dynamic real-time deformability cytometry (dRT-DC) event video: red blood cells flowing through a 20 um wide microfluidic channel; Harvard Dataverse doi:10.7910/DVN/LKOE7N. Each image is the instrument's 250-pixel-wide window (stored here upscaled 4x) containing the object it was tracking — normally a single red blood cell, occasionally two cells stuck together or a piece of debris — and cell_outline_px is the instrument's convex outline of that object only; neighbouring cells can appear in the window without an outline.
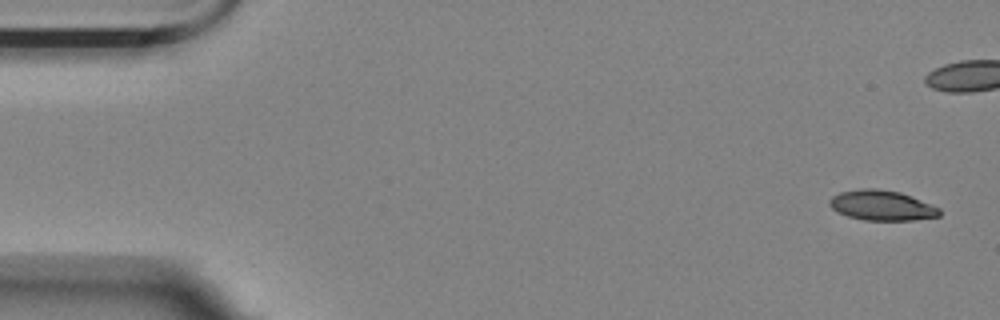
{"species": "Egyptian fruit bat (a non-hibernating species)", "species_latin": "Rousettus aegyptiacus", "temperature_condition": "room temperature", "stored_images_in_passage": 5, "camera_frame_rate_fps": 3000, "um_per_image_px": 0.085, "animal": {"sex": "female"}, "frame": {"image": 1, "passage_image": 1, "time_ms": 0.0, "image_size_px": [1000, 320], "cell_outline_px": [[940, 216], [912, 220], [864, 220], [848, 216], [836, 212], [828, 204], [828, 200], [832, 196], [840, 192], [860, 188], [876, 188], [900, 192], [940, 208]], "centroid_in_image_um": [74.91, 17.45], "position_along_channel_um": 10.1, "area_um2": 19.31}}
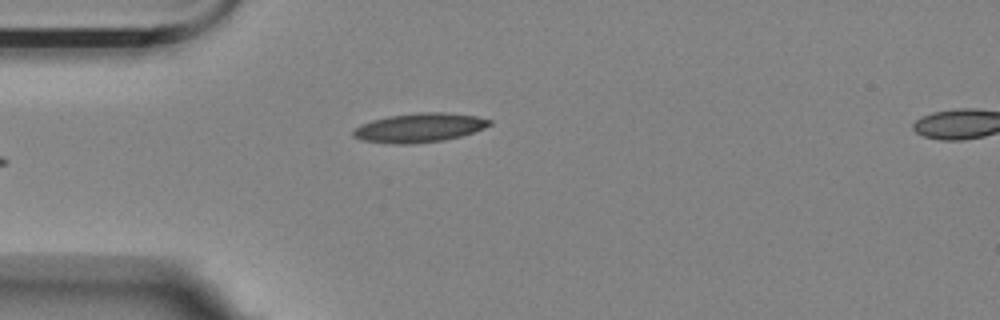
{"frame": {"image": 2, "passage_image": 5, "time_ms": 1.333, "image_size_px": [1000, 320], "cell_outline_px": [[492, 124], [484, 128], [460, 136], [444, 140], [412, 144], [392, 144], [360, 140], [352, 136], [352, 132], [360, 124], [372, 120], [388, 116], [420, 112], [444, 112], [476, 116], [492, 120]], "centroid_in_image_um": [35.62, 10.86], "position_along_channel_um": 49.4, "area_um2": 23.18}}